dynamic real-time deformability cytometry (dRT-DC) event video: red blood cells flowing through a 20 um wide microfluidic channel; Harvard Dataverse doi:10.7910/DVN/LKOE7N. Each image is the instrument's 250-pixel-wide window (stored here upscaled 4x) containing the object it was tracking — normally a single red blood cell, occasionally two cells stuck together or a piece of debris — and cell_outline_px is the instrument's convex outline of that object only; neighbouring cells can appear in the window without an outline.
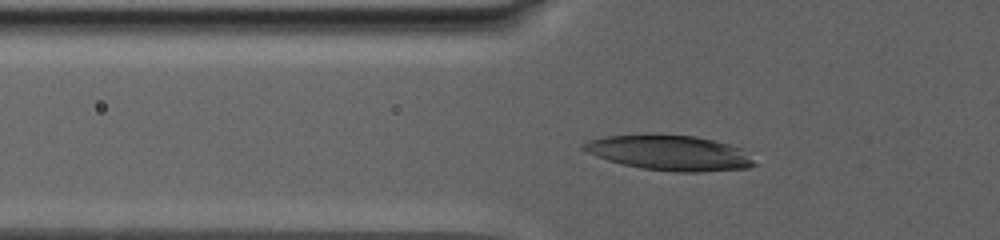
{"species": "human", "species_latin": "Homo sapiens", "temperature_condition": "warm", "stored_images_in_passage": 51, "camera_frame_rate_fps": 3000, "um_per_image_px": 0.085, "donor": {"sex": "male"}, "frame": {"image": 1, "passage_image": 10, "time_ms": 7.667, "image_size_px": [1000, 240], "cell_outline_px": [[756, 164], [748, 168], [704, 172], [676, 172], [640, 168], [608, 160], [596, 156], [580, 148], [580, 144], [588, 140], [604, 136], [656, 132], [696, 136], [728, 144], [740, 148]], "centroid_in_image_um": [56.84, 12.96], "position_along_channel_um": 69.0, "area_um2": 35.55}}
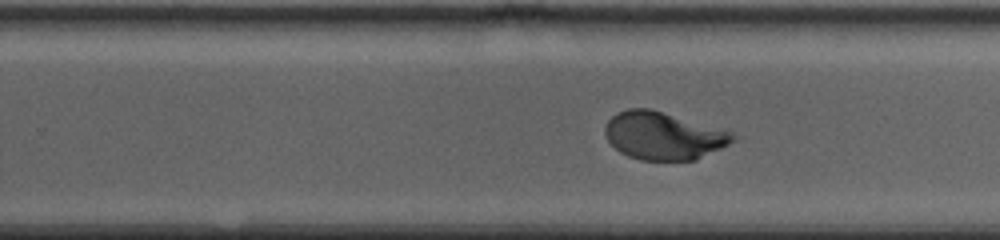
{"frame": {"image": 2, "passage_image": 32, "time_ms": 15.667, "image_size_px": [1000, 240], "cell_outline_px": [[740, 136], [728, 144], [696, 160], [640, 160], [628, 156], [620, 152], [608, 140], [604, 132], [604, 128], [608, 120], [616, 112], [628, 108], [648, 108], [732, 132]], "centroid_in_image_um": [56.36, 11.54], "position_along_channel_um": 273.4, "area_um2": 35.2}}
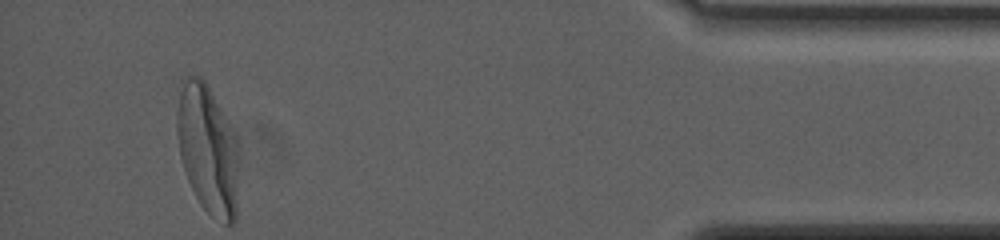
{"frame": {"image": 3, "passage_image": 51, "time_ms": 23.0, "image_size_px": [1000, 240], "cell_outline_px": [[240, 148], [236, 220], [232, 224], [224, 224], [212, 216], [200, 204], [184, 172], [180, 156], [176, 128], [176, 112], [180, 80], [188, 76], [200, 76], [204, 80], [236, 136]], "centroid_in_image_um": [17.67, 12.71], "position_along_channel_um": 417.5, "area_um2": 47.34}, "authors_computed_cell_mechanics": {"area_um2": 35.9516, "velocity_mm_per_s": 2.6469, "shape_relaxation_time_tau1_ms": 7.3944, "shape_relaxation_time_tau2_ms": null, "deformation_change_tau1": 0.2685, "deformation_change_tau2": null}}